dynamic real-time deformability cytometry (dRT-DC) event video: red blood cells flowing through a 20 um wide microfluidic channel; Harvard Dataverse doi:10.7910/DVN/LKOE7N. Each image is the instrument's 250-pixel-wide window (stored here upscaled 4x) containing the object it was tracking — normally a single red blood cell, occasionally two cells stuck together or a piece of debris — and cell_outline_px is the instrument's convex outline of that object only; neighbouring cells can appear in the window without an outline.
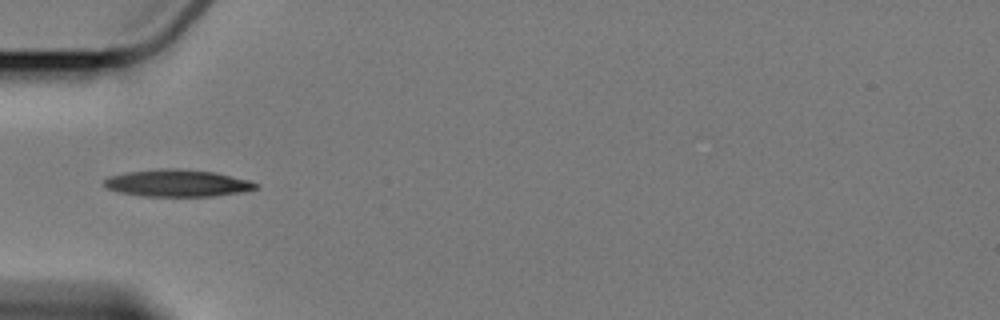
{"species": "Egyptian fruit bat (a non-hibernating species)", "species_latin": "Rousettus aegyptiacus", "temperature_condition": "cold", "stored_images_in_passage": 9, "camera_frame_rate_fps": 3000, "um_per_image_px": 0.085, "animal": {"sex": "female"}, "frame": {"image": 1, "passage_image": 4, "time_ms": 4.667, "image_size_px": [1000, 320], "cell_outline_px": [[260, 188], [244, 192], [216, 196], [144, 196], [120, 192], [108, 188], [104, 184], [104, 180], [108, 176], [124, 172], [156, 168], [180, 168], [216, 172], [248, 180], [260, 184]], "centroid_in_image_um": [15.12, 15.55], "position_along_channel_um": 69.9, "area_um2": 24.28}}
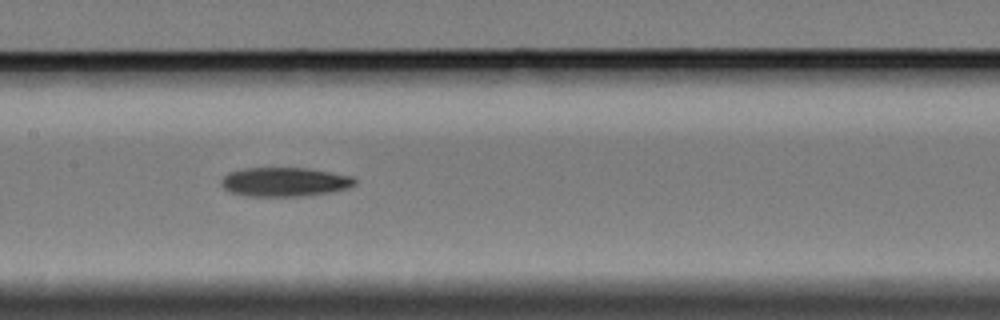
{"frame": {"image": 2, "passage_image": 7, "time_ms": 8.0, "image_size_px": [1000, 320], "cell_outline_px": [[356, 184], [348, 188], [328, 192], [296, 196], [248, 196], [232, 192], [224, 188], [220, 184], [224, 176], [228, 172], [244, 168], [308, 168], [352, 176], [356, 180]], "centroid_in_image_um": [24.18, 15.45], "position_along_channel_um": 183.2, "area_um2": 22.43}}
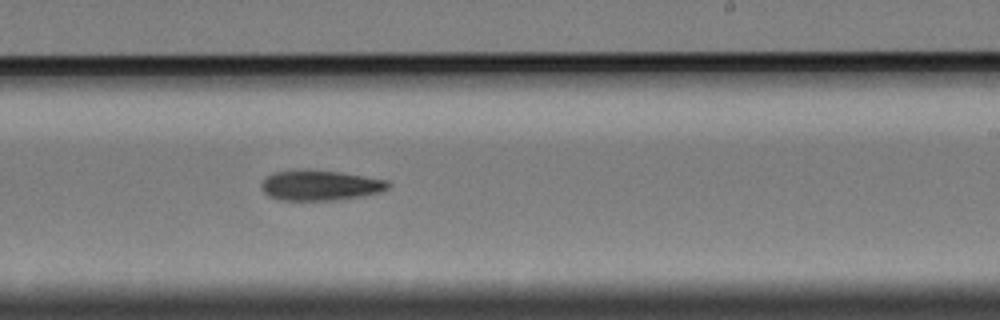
{"frame": {"image": 3, "passage_image": 9, "time_ms": 10.333, "image_size_px": [1000, 320], "cell_outline_px": [[392, 184], [388, 188], [376, 192], [356, 196], [332, 200], [280, 200], [268, 196], [264, 192], [260, 184], [272, 172], [292, 168], [308, 168], [340, 172], [388, 180]], "centroid_in_image_um": [27.13, 15.71], "position_along_channel_um": 261.9, "area_um2": 22.54}}